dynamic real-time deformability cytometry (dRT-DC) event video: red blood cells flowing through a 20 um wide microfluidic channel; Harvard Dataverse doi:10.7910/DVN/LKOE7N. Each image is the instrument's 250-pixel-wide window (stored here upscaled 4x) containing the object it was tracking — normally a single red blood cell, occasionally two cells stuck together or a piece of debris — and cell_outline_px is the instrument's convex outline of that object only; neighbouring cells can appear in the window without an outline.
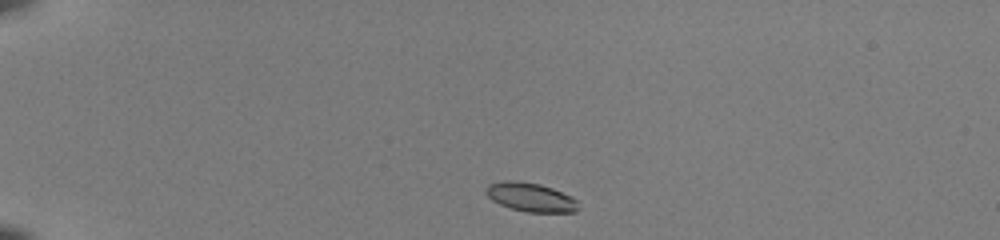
{"species": "common noctule bat (a hibernating species)", "species_latin": "Nyctalus noctula", "temperature_condition": "room temperature", "stored_images_in_passage": 40, "camera_frame_rate_fps": 3000, "um_per_image_px": 0.085, "animal": {"sex": "female", "body_mass_g": 22.0, "forearm_length_mm": 56.7}, "frame": {"image": 1, "passage_image": 1, "time_ms": 0.0, "image_size_px": [1000, 240], "cell_outline_px": [[580, 208], [576, 212], [528, 212], [512, 208], [500, 204], [492, 200], [484, 192], [488, 184], [504, 180], [516, 180], [540, 184], [552, 188], [572, 196], [576, 200]], "centroid_in_image_um": [45.12, 16.75], "position_along_channel_um": 39.9, "area_um2": 15.61}}
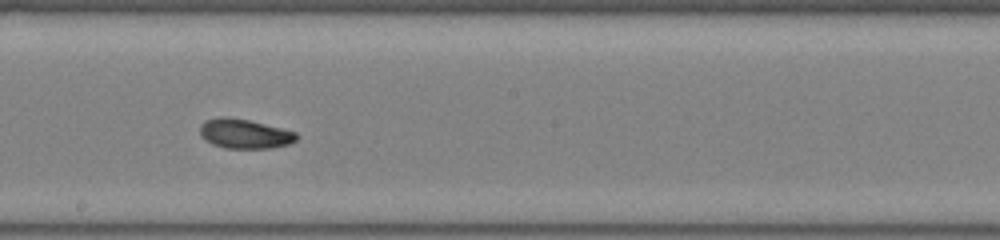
{"frame": {"image": 2, "passage_image": 20, "time_ms": 6.333, "image_size_px": [1000, 240], "cell_outline_px": [[300, 136], [296, 140], [288, 144], [272, 148], [224, 148], [212, 144], [204, 140], [200, 136], [200, 124], [208, 120], [248, 120], [296, 132]], "centroid_in_image_um": [20.83, 11.43], "position_along_channel_um": 227.4, "area_um2": 15.95}}
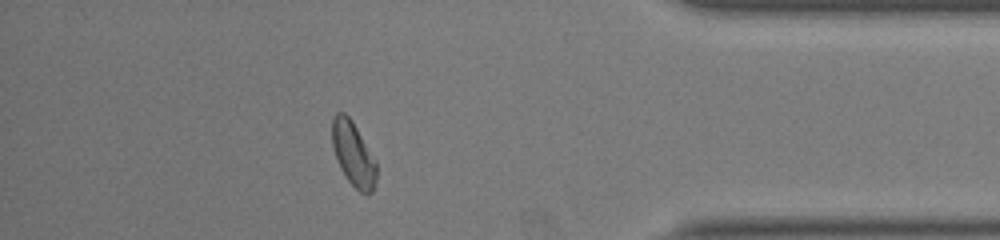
{"frame": {"image": 3, "passage_image": 35, "time_ms": 11.333, "image_size_px": [1000, 240], "cell_outline_px": [[376, 180], [372, 192], [368, 196], [360, 192], [348, 180], [340, 168], [332, 144], [332, 116], [336, 112], [344, 112], [352, 120], [376, 160]], "centroid_in_image_um": [30.03, 13.08], "position_along_channel_um": 405.2, "area_um2": 16.65}, "authors_computed_cell_mechanics": {"area_um2": 16.3574, "velocity_mm_per_s": 3.9954, "shape_relaxation_time_tau1_ms": 4.3706, "shape_relaxation_time_tau2_ms": 1.9028, "deformation_change_tau1": 0.1421, "deformation_change_tau2": 0.0587}}